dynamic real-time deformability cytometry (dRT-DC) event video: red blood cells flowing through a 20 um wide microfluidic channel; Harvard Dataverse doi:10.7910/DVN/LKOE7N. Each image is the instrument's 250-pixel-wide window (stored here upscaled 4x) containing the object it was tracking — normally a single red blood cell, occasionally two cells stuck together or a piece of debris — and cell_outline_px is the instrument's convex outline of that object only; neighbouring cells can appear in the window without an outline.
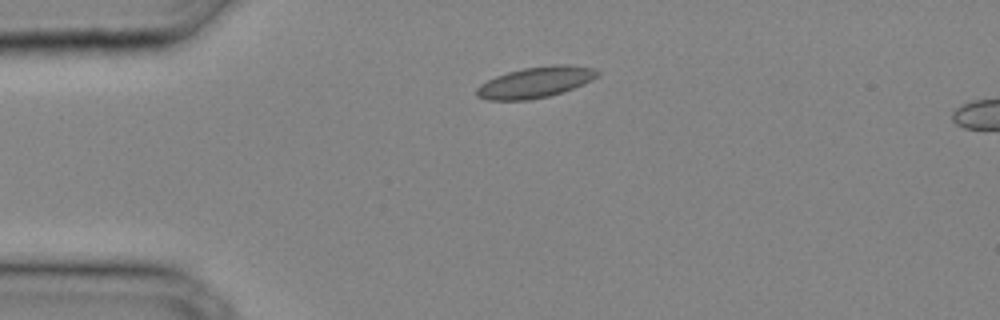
{"species": "common noctule bat (a hibernating species)", "species_latin": "Nyctalus noctula", "temperature_condition": "cold", "stored_images_in_passage": 3, "camera_frame_rate_fps": 3000, "um_per_image_px": 0.085, "animal": {"sex": "male", "body_mass_g": 20.4}, "frame": {"image": 1, "passage_image": 1, "time_ms": 0.0, "image_size_px": [1000, 320], "cell_outline_px": [[600, 72], [592, 80], [584, 84], [548, 96], [528, 100], [488, 100], [476, 96], [476, 88], [480, 84], [496, 76], [508, 72], [524, 68], [552, 64], [568, 64], [596, 68]], "centroid_in_image_um": [45.52, 6.98], "position_along_channel_um": 39.5, "area_um2": 21.73}}